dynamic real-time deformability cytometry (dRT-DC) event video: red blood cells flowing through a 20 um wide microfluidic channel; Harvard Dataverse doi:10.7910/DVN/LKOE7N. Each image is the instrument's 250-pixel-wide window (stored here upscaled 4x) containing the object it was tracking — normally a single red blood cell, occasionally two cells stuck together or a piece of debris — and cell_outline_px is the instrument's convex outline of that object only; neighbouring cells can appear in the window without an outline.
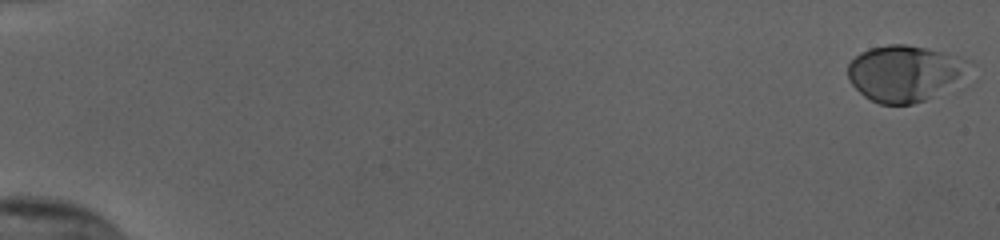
{"species": "human", "species_latin": "Homo sapiens", "temperature_condition": "cold", "stored_images_in_passage": 55, "camera_frame_rate_fps": 3000, "um_per_image_px": 0.085, "donor": {"sex": "female"}, "frame": {"image": 1, "passage_image": 1, "time_ms": 0.0, "image_size_px": [1000, 240], "cell_outline_px": [[972, 60], [968, 84], [964, 88], [912, 104], [880, 104], [864, 96], [852, 84], [848, 76], [848, 64], [860, 52], [868, 48], [888, 44], [904, 44], [944, 52]], "centroid_in_image_um": [77.11, 6.26], "position_along_channel_um": 7.9, "area_um2": 41.5}}
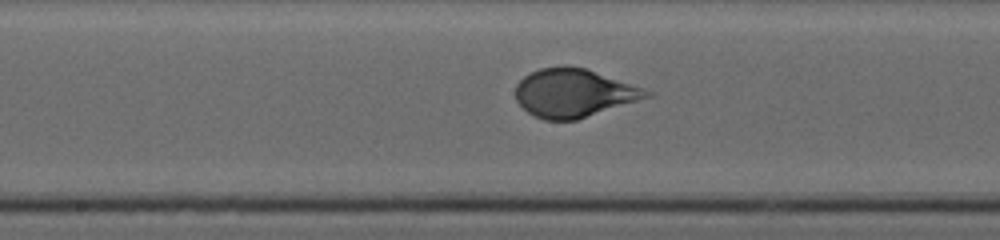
{"frame": {"image": 2, "passage_image": 31, "time_ms": 10.0, "image_size_px": [1000, 240], "cell_outline_px": [[656, 92], [652, 96], [576, 120], [544, 120], [528, 112], [516, 100], [516, 84], [524, 76], [540, 68], [560, 64], [568, 64], [584, 68]], "centroid_in_image_um": [48.78, 7.89], "position_along_channel_um": 199.4, "area_um2": 36.93}}
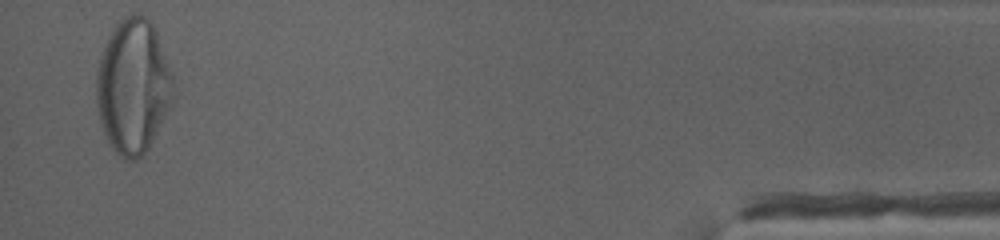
{"frame": {"image": 3, "passage_image": 54, "time_ms": 17.667, "image_size_px": [1000, 240], "cell_outline_px": [[176, 96], [172, 104], [148, 148], [136, 160], [128, 160], [120, 156], [112, 148], [104, 132], [100, 120], [96, 104], [96, 72], [100, 56], [104, 44], [108, 36], [116, 24], [120, 20], [132, 12], [140, 12], [156, 28], [172, 72]], "centroid_in_image_um": [11.33, 7.3], "position_along_channel_um": 423.9, "area_um2": 60.81}, "authors_computed_cell_mechanics": {"area_um2": 36.9342, "velocity_mm_per_s": 3.8119, "shape_relaxation_time_tau1_ms": 4.9175, "shape_relaxation_time_tau2_ms": null, "deformation_change_tau1": 0.2058, "deformation_change_tau2": null}}